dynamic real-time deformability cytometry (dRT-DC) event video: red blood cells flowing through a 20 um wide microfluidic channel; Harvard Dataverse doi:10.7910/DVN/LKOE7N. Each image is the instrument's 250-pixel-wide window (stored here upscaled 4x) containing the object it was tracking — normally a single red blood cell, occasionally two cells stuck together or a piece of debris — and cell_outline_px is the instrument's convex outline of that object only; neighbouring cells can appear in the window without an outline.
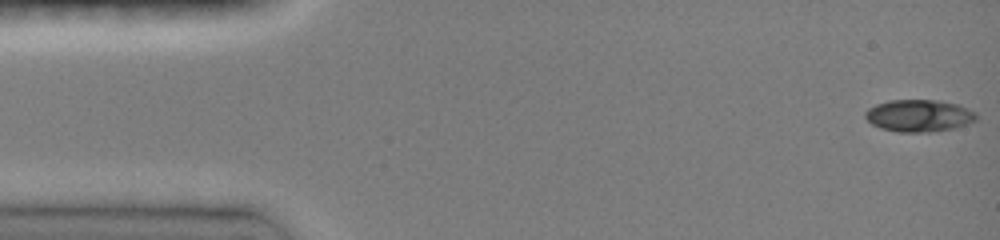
{"species": "common noctule bat (a hibernating species)", "species_latin": "Nyctalus noctula", "temperature_condition": "room temperature", "stored_images_in_passage": 6, "camera_frame_rate_fps": 3000, "um_per_image_px": 0.085, "animal": {"sex": "female", "body_mass_g": 19.0, "forearm_length_mm": 51.5}, "frame": {"image": 1, "passage_image": 1, "time_ms": 0.0, "image_size_px": [1000, 240], "cell_outline_px": [[976, 120], [952, 128], [928, 132], [896, 132], [880, 128], [872, 124], [864, 116], [864, 112], [868, 108], [876, 104], [888, 100], [940, 100], [956, 104], [976, 112]], "centroid_in_image_um": [78.06, 9.82], "position_along_channel_um": 6.9, "area_um2": 20.69}}
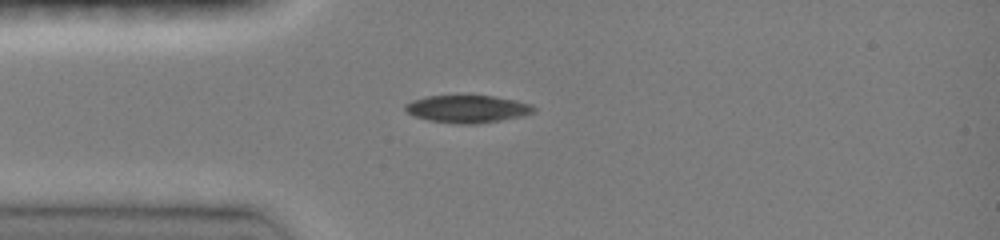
{"frame": {"image": 2, "passage_image": 4, "time_ms": 3.667, "image_size_px": [1000, 240], "cell_outline_px": [[536, 112], [524, 116], [476, 124], [456, 124], [428, 120], [416, 116], [408, 112], [404, 108], [404, 104], [412, 100], [428, 96], [492, 96], [532, 104], [536, 108]], "centroid_in_image_um": [39.75, 9.27], "position_along_channel_um": 45.2, "area_um2": 20.52}}
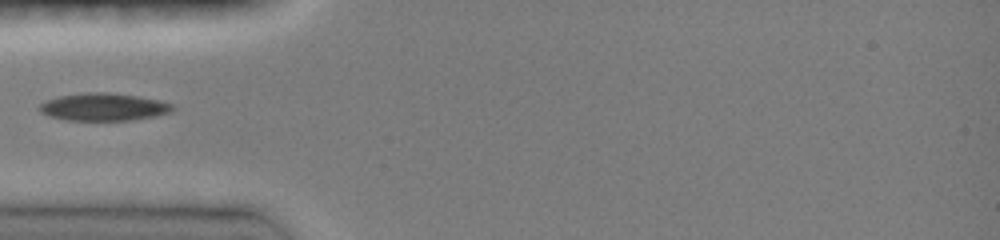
{"frame": {"image": 3, "passage_image": 5, "time_ms": 4.667, "image_size_px": [1000, 240], "cell_outline_px": [[172, 112], [156, 116], [132, 120], [68, 120], [48, 116], [40, 112], [36, 108], [44, 100], [60, 96], [88, 92], [108, 92], [136, 96], [160, 100], [172, 104]], "centroid_in_image_um": [8.77, 9.09], "position_along_channel_um": 76.2, "area_um2": 21.44}}